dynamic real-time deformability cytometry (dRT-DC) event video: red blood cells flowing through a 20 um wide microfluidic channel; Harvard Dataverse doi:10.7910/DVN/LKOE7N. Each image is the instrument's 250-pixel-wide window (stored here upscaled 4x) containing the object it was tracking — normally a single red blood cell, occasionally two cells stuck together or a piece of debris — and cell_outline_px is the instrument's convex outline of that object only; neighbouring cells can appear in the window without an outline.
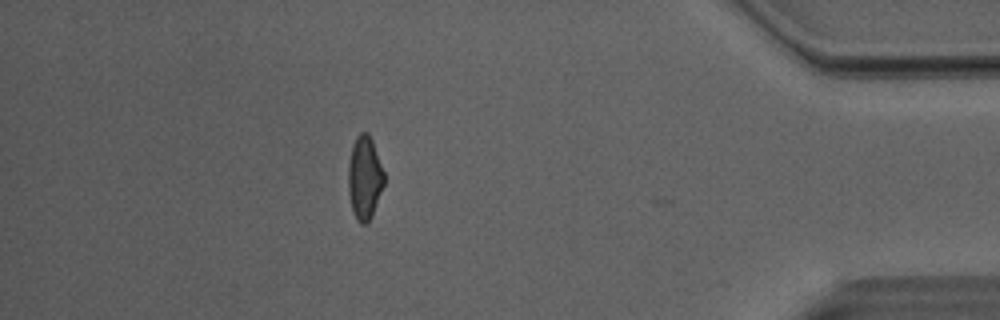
{"species": "Egyptian fruit bat (a non-hibernating species)", "species_latin": "Rousettus aegyptiacus", "temperature_condition": "room temperature", "stored_images_in_passage": 39, "camera_frame_rate_fps": 3000, "um_per_image_px": 0.085, "animal": {"sex": "male"}, "frame": {"image": 1, "passage_image": 38, "time_ms": 12.333, "image_size_px": [1000, 320], "cell_outline_px": [[384, 184], [372, 216], [368, 224], [360, 224], [356, 220], [352, 212], [348, 188], [348, 164], [352, 148], [356, 136], [360, 132], [368, 132], [372, 140], [384, 172]], "centroid_in_image_um": [30.98, 15.14], "position_along_channel_um": 404.2, "area_um2": 17.51}, "authors_computed_cell_mechanics": {"area_um2": 17.9758, "velocity_mm_per_s": 4.0727, "shape_relaxation_time_tau1_ms": 11.0218, "shape_relaxation_time_tau2_ms": 1.3046, "deformation_change_tau1": 0.2191, "deformation_change_tau2": 0.067}}